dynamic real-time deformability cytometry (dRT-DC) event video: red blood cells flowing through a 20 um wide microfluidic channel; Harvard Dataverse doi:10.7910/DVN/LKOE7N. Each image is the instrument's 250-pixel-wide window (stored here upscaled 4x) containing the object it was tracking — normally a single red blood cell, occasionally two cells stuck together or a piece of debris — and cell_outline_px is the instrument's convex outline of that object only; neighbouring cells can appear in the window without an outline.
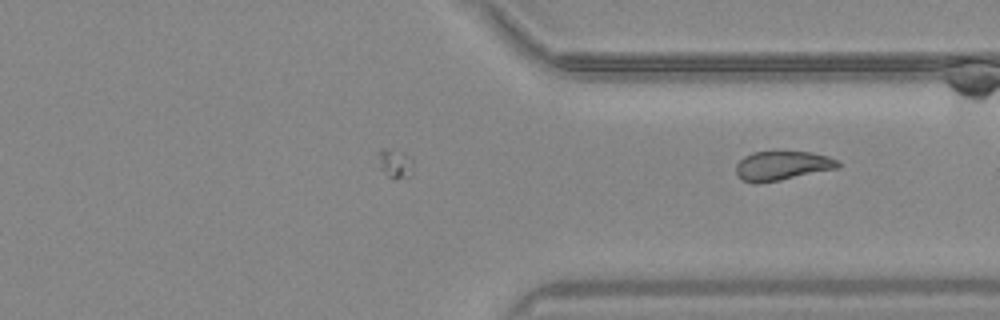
{"species": "common noctule bat (a hibernating species)", "species_latin": "Nyctalus noctula", "temperature_condition": "warm", "stored_images_in_passage": 34, "camera_frame_rate_fps": 3000, "um_per_image_px": 0.085, "animal": {"sex": "male", "body_mass_g": 20.4}, "frame": {"image": 1, "passage_image": 34, "time_ms": 11.0, "image_size_px": [1000, 320], "cell_outline_px": [[840, 164], [836, 168], [780, 180], [756, 184], [752, 184], [744, 180], [736, 172], [736, 164], [744, 156], [752, 152], [812, 152], [828, 156], [840, 160]], "centroid_in_image_um": [66.48, 14.08], "position_along_channel_um": 344.9, "area_um2": 17.22}}